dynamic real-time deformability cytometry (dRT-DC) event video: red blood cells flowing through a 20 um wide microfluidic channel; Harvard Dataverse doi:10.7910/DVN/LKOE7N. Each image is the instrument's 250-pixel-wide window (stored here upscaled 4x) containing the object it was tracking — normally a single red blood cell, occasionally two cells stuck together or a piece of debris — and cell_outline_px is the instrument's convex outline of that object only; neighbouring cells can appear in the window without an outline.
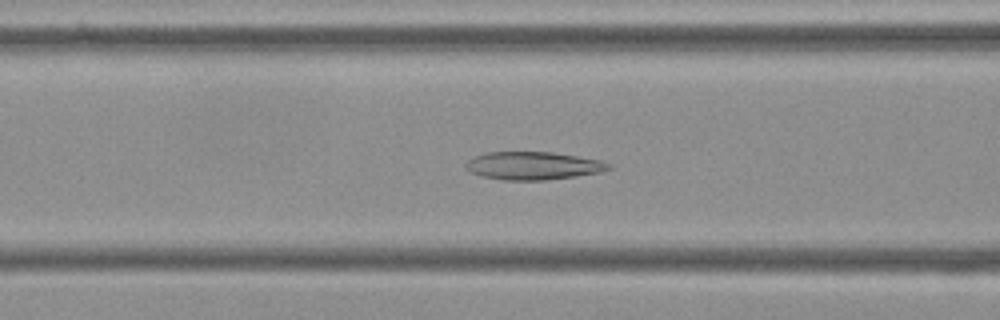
{"species": "Egyptian fruit bat (a non-hibernating species)", "species_latin": "Rousettus aegyptiacus", "temperature_condition": "cold", "stored_images_in_passage": 56, "camera_frame_rate_fps": 3000, "um_per_image_px": 0.085, "frame": {"image": 1, "passage_image": 22, "time_ms": 7.0, "image_size_px": [1000, 320], "cell_outline_px": [[612, 168], [600, 172], [576, 176], [544, 180], [504, 180], [484, 176], [472, 172], [464, 168], [464, 164], [468, 160], [484, 152], [552, 152], [600, 160], [612, 164]], "centroid_in_image_um": [45.32, 14.08], "position_along_channel_um": 121.3, "area_um2": 23.18}}
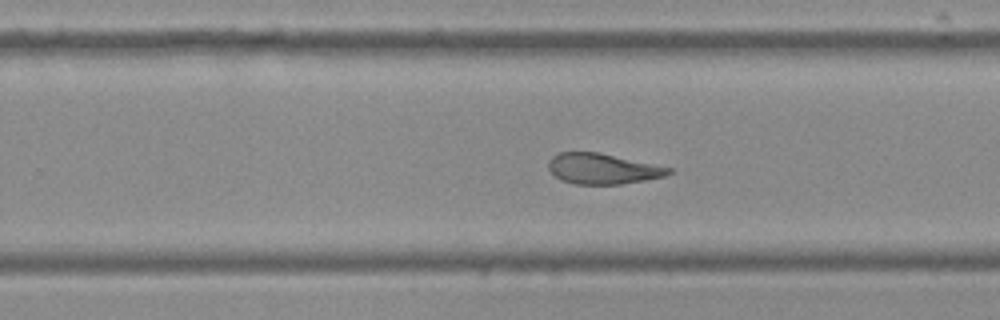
{"frame": {"image": 2, "passage_image": 35, "time_ms": 11.333, "image_size_px": [1000, 320], "cell_outline_px": [[676, 172], [664, 176], [644, 180], [620, 184], [576, 184], [560, 180], [548, 168], [548, 160], [552, 156], [560, 152], [600, 152], [672, 168]], "centroid_in_image_um": [51.23, 14.33], "position_along_channel_um": 278.6, "area_um2": 21.44}}
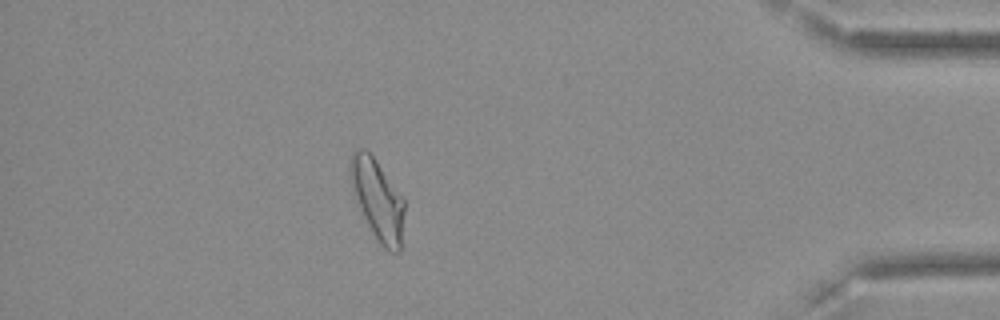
{"frame": {"image": 3, "passage_image": 49, "time_ms": 16.0, "image_size_px": [1000, 320], "cell_outline_px": [[404, 208], [400, 252], [392, 252], [384, 248], [380, 244], [364, 216], [352, 192], [348, 172], [348, 164], [352, 152], [356, 148], [364, 148], [376, 160], [404, 196]], "centroid_in_image_um": [32.07, 16.89], "position_along_channel_um": 403.1, "area_um2": 25.49}, "authors_computed_cell_mechanics": {"area_um2": 24.7384, "velocity_mm_per_s": 3.6281, "shape_relaxation_time_tau1_ms": null, "shape_relaxation_time_tau2_ms": 4.9136, "deformation_change_tau1": null, "deformation_change_tau2": 0.1194}}